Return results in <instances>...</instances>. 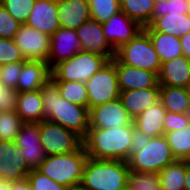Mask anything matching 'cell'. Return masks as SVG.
<instances>
[{
    "mask_svg": "<svg viewBox=\"0 0 190 190\" xmlns=\"http://www.w3.org/2000/svg\"><path fill=\"white\" fill-rule=\"evenodd\" d=\"M55 82L62 98L83 107H88V95L85 82Z\"/></svg>",
    "mask_w": 190,
    "mask_h": 190,
    "instance_id": "cell-31",
    "label": "cell"
},
{
    "mask_svg": "<svg viewBox=\"0 0 190 190\" xmlns=\"http://www.w3.org/2000/svg\"><path fill=\"white\" fill-rule=\"evenodd\" d=\"M145 31H156L181 37L190 32V15L171 13L155 19Z\"/></svg>",
    "mask_w": 190,
    "mask_h": 190,
    "instance_id": "cell-25",
    "label": "cell"
},
{
    "mask_svg": "<svg viewBox=\"0 0 190 190\" xmlns=\"http://www.w3.org/2000/svg\"><path fill=\"white\" fill-rule=\"evenodd\" d=\"M115 57L134 68L149 70L159 74L161 60L154 49L148 33L142 29L130 42L115 51Z\"/></svg>",
    "mask_w": 190,
    "mask_h": 190,
    "instance_id": "cell-7",
    "label": "cell"
},
{
    "mask_svg": "<svg viewBox=\"0 0 190 190\" xmlns=\"http://www.w3.org/2000/svg\"><path fill=\"white\" fill-rule=\"evenodd\" d=\"M82 51L76 30L59 27L50 36V53L47 64L50 69Z\"/></svg>",
    "mask_w": 190,
    "mask_h": 190,
    "instance_id": "cell-15",
    "label": "cell"
},
{
    "mask_svg": "<svg viewBox=\"0 0 190 190\" xmlns=\"http://www.w3.org/2000/svg\"><path fill=\"white\" fill-rule=\"evenodd\" d=\"M187 115H188V118H189V120H190V107H189V109H188Z\"/></svg>",
    "mask_w": 190,
    "mask_h": 190,
    "instance_id": "cell-50",
    "label": "cell"
},
{
    "mask_svg": "<svg viewBox=\"0 0 190 190\" xmlns=\"http://www.w3.org/2000/svg\"><path fill=\"white\" fill-rule=\"evenodd\" d=\"M30 172L21 149L15 141L0 140V177L6 181H20Z\"/></svg>",
    "mask_w": 190,
    "mask_h": 190,
    "instance_id": "cell-11",
    "label": "cell"
},
{
    "mask_svg": "<svg viewBox=\"0 0 190 190\" xmlns=\"http://www.w3.org/2000/svg\"><path fill=\"white\" fill-rule=\"evenodd\" d=\"M183 56L190 61V32L180 37Z\"/></svg>",
    "mask_w": 190,
    "mask_h": 190,
    "instance_id": "cell-44",
    "label": "cell"
},
{
    "mask_svg": "<svg viewBox=\"0 0 190 190\" xmlns=\"http://www.w3.org/2000/svg\"><path fill=\"white\" fill-rule=\"evenodd\" d=\"M127 161L87 158L81 184L89 190H122L127 187Z\"/></svg>",
    "mask_w": 190,
    "mask_h": 190,
    "instance_id": "cell-3",
    "label": "cell"
},
{
    "mask_svg": "<svg viewBox=\"0 0 190 190\" xmlns=\"http://www.w3.org/2000/svg\"><path fill=\"white\" fill-rule=\"evenodd\" d=\"M152 137L144 134L140 130H137L134 127V124L132 125V141H131V147H142L143 145H148L150 142V139Z\"/></svg>",
    "mask_w": 190,
    "mask_h": 190,
    "instance_id": "cell-43",
    "label": "cell"
},
{
    "mask_svg": "<svg viewBox=\"0 0 190 190\" xmlns=\"http://www.w3.org/2000/svg\"><path fill=\"white\" fill-rule=\"evenodd\" d=\"M90 128H117L133 125L120 99L97 105L89 110Z\"/></svg>",
    "mask_w": 190,
    "mask_h": 190,
    "instance_id": "cell-14",
    "label": "cell"
},
{
    "mask_svg": "<svg viewBox=\"0 0 190 190\" xmlns=\"http://www.w3.org/2000/svg\"><path fill=\"white\" fill-rule=\"evenodd\" d=\"M119 99L129 116L134 120L147 108L160 100V88L120 91Z\"/></svg>",
    "mask_w": 190,
    "mask_h": 190,
    "instance_id": "cell-22",
    "label": "cell"
},
{
    "mask_svg": "<svg viewBox=\"0 0 190 190\" xmlns=\"http://www.w3.org/2000/svg\"><path fill=\"white\" fill-rule=\"evenodd\" d=\"M91 19L100 24L121 11L120 0H88Z\"/></svg>",
    "mask_w": 190,
    "mask_h": 190,
    "instance_id": "cell-33",
    "label": "cell"
},
{
    "mask_svg": "<svg viewBox=\"0 0 190 190\" xmlns=\"http://www.w3.org/2000/svg\"><path fill=\"white\" fill-rule=\"evenodd\" d=\"M14 41L26 60L47 63L50 53V36L26 24H22Z\"/></svg>",
    "mask_w": 190,
    "mask_h": 190,
    "instance_id": "cell-10",
    "label": "cell"
},
{
    "mask_svg": "<svg viewBox=\"0 0 190 190\" xmlns=\"http://www.w3.org/2000/svg\"><path fill=\"white\" fill-rule=\"evenodd\" d=\"M60 27L76 30L91 19L88 0H56Z\"/></svg>",
    "mask_w": 190,
    "mask_h": 190,
    "instance_id": "cell-20",
    "label": "cell"
},
{
    "mask_svg": "<svg viewBox=\"0 0 190 190\" xmlns=\"http://www.w3.org/2000/svg\"><path fill=\"white\" fill-rule=\"evenodd\" d=\"M4 0H0V6L3 4Z\"/></svg>",
    "mask_w": 190,
    "mask_h": 190,
    "instance_id": "cell-51",
    "label": "cell"
},
{
    "mask_svg": "<svg viewBox=\"0 0 190 190\" xmlns=\"http://www.w3.org/2000/svg\"><path fill=\"white\" fill-rule=\"evenodd\" d=\"M68 190H89V189L83 186L82 184H77L69 187Z\"/></svg>",
    "mask_w": 190,
    "mask_h": 190,
    "instance_id": "cell-48",
    "label": "cell"
},
{
    "mask_svg": "<svg viewBox=\"0 0 190 190\" xmlns=\"http://www.w3.org/2000/svg\"><path fill=\"white\" fill-rule=\"evenodd\" d=\"M164 136L175 159L190 161V124L184 129L165 133Z\"/></svg>",
    "mask_w": 190,
    "mask_h": 190,
    "instance_id": "cell-30",
    "label": "cell"
},
{
    "mask_svg": "<svg viewBox=\"0 0 190 190\" xmlns=\"http://www.w3.org/2000/svg\"><path fill=\"white\" fill-rule=\"evenodd\" d=\"M184 190H190V161L185 160Z\"/></svg>",
    "mask_w": 190,
    "mask_h": 190,
    "instance_id": "cell-46",
    "label": "cell"
},
{
    "mask_svg": "<svg viewBox=\"0 0 190 190\" xmlns=\"http://www.w3.org/2000/svg\"><path fill=\"white\" fill-rule=\"evenodd\" d=\"M18 92L13 88L3 90L0 96V111H16Z\"/></svg>",
    "mask_w": 190,
    "mask_h": 190,
    "instance_id": "cell-42",
    "label": "cell"
},
{
    "mask_svg": "<svg viewBox=\"0 0 190 190\" xmlns=\"http://www.w3.org/2000/svg\"><path fill=\"white\" fill-rule=\"evenodd\" d=\"M26 178L30 183L31 190H68L69 188L53 181L37 169L30 170Z\"/></svg>",
    "mask_w": 190,
    "mask_h": 190,
    "instance_id": "cell-37",
    "label": "cell"
},
{
    "mask_svg": "<svg viewBox=\"0 0 190 190\" xmlns=\"http://www.w3.org/2000/svg\"><path fill=\"white\" fill-rule=\"evenodd\" d=\"M5 89V85L0 81V96L3 94V90Z\"/></svg>",
    "mask_w": 190,
    "mask_h": 190,
    "instance_id": "cell-49",
    "label": "cell"
},
{
    "mask_svg": "<svg viewBox=\"0 0 190 190\" xmlns=\"http://www.w3.org/2000/svg\"><path fill=\"white\" fill-rule=\"evenodd\" d=\"M39 135L47 156L72 153L83 146L79 135L47 119L39 123Z\"/></svg>",
    "mask_w": 190,
    "mask_h": 190,
    "instance_id": "cell-9",
    "label": "cell"
},
{
    "mask_svg": "<svg viewBox=\"0 0 190 190\" xmlns=\"http://www.w3.org/2000/svg\"><path fill=\"white\" fill-rule=\"evenodd\" d=\"M49 78H51V69L46 62L26 60L22 64L16 91L30 92L39 90Z\"/></svg>",
    "mask_w": 190,
    "mask_h": 190,
    "instance_id": "cell-21",
    "label": "cell"
},
{
    "mask_svg": "<svg viewBox=\"0 0 190 190\" xmlns=\"http://www.w3.org/2000/svg\"><path fill=\"white\" fill-rule=\"evenodd\" d=\"M190 0H155L151 23L164 15L179 13L189 14Z\"/></svg>",
    "mask_w": 190,
    "mask_h": 190,
    "instance_id": "cell-35",
    "label": "cell"
},
{
    "mask_svg": "<svg viewBox=\"0 0 190 190\" xmlns=\"http://www.w3.org/2000/svg\"><path fill=\"white\" fill-rule=\"evenodd\" d=\"M105 39L114 51L130 42L143 28L120 11L102 24Z\"/></svg>",
    "mask_w": 190,
    "mask_h": 190,
    "instance_id": "cell-13",
    "label": "cell"
},
{
    "mask_svg": "<svg viewBox=\"0 0 190 190\" xmlns=\"http://www.w3.org/2000/svg\"><path fill=\"white\" fill-rule=\"evenodd\" d=\"M36 0H4L2 6L13 19L26 24Z\"/></svg>",
    "mask_w": 190,
    "mask_h": 190,
    "instance_id": "cell-36",
    "label": "cell"
},
{
    "mask_svg": "<svg viewBox=\"0 0 190 190\" xmlns=\"http://www.w3.org/2000/svg\"><path fill=\"white\" fill-rule=\"evenodd\" d=\"M16 113L24 123H40L44 120L40 89L18 92Z\"/></svg>",
    "mask_w": 190,
    "mask_h": 190,
    "instance_id": "cell-24",
    "label": "cell"
},
{
    "mask_svg": "<svg viewBox=\"0 0 190 190\" xmlns=\"http://www.w3.org/2000/svg\"><path fill=\"white\" fill-rule=\"evenodd\" d=\"M88 95V109L114 101L120 96L115 57L85 82Z\"/></svg>",
    "mask_w": 190,
    "mask_h": 190,
    "instance_id": "cell-8",
    "label": "cell"
},
{
    "mask_svg": "<svg viewBox=\"0 0 190 190\" xmlns=\"http://www.w3.org/2000/svg\"><path fill=\"white\" fill-rule=\"evenodd\" d=\"M87 158L85 148L82 146L72 153L46 156L37 170L53 181L71 187L81 184Z\"/></svg>",
    "mask_w": 190,
    "mask_h": 190,
    "instance_id": "cell-4",
    "label": "cell"
},
{
    "mask_svg": "<svg viewBox=\"0 0 190 190\" xmlns=\"http://www.w3.org/2000/svg\"><path fill=\"white\" fill-rule=\"evenodd\" d=\"M23 124L16 111H0V140L15 141Z\"/></svg>",
    "mask_w": 190,
    "mask_h": 190,
    "instance_id": "cell-34",
    "label": "cell"
},
{
    "mask_svg": "<svg viewBox=\"0 0 190 190\" xmlns=\"http://www.w3.org/2000/svg\"><path fill=\"white\" fill-rule=\"evenodd\" d=\"M155 0H120L121 11L142 28L151 24Z\"/></svg>",
    "mask_w": 190,
    "mask_h": 190,
    "instance_id": "cell-28",
    "label": "cell"
},
{
    "mask_svg": "<svg viewBox=\"0 0 190 190\" xmlns=\"http://www.w3.org/2000/svg\"><path fill=\"white\" fill-rule=\"evenodd\" d=\"M82 51L106 56L109 60L115 57V51L105 39L102 24L89 19L76 29Z\"/></svg>",
    "mask_w": 190,
    "mask_h": 190,
    "instance_id": "cell-16",
    "label": "cell"
},
{
    "mask_svg": "<svg viewBox=\"0 0 190 190\" xmlns=\"http://www.w3.org/2000/svg\"><path fill=\"white\" fill-rule=\"evenodd\" d=\"M115 69L118 76L120 91L160 88L157 73L122 64L116 57Z\"/></svg>",
    "mask_w": 190,
    "mask_h": 190,
    "instance_id": "cell-17",
    "label": "cell"
},
{
    "mask_svg": "<svg viewBox=\"0 0 190 190\" xmlns=\"http://www.w3.org/2000/svg\"><path fill=\"white\" fill-rule=\"evenodd\" d=\"M23 63L24 62H14L0 65V81L5 87L16 90Z\"/></svg>",
    "mask_w": 190,
    "mask_h": 190,
    "instance_id": "cell-39",
    "label": "cell"
},
{
    "mask_svg": "<svg viewBox=\"0 0 190 190\" xmlns=\"http://www.w3.org/2000/svg\"><path fill=\"white\" fill-rule=\"evenodd\" d=\"M166 109L163 107L161 101L151 105L144 112L138 115L133 124L137 130L150 137H160L165 135L164 118Z\"/></svg>",
    "mask_w": 190,
    "mask_h": 190,
    "instance_id": "cell-23",
    "label": "cell"
},
{
    "mask_svg": "<svg viewBox=\"0 0 190 190\" xmlns=\"http://www.w3.org/2000/svg\"><path fill=\"white\" fill-rule=\"evenodd\" d=\"M132 125L89 128L83 146L89 158L124 160L130 157Z\"/></svg>",
    "mask_w": 190,
    "mask_h": 190,
    "instance_id": "cell-2",
    "label": "cell"
},
{
    "mask_svg": "<svg viewBox=\"0 0 190 190\" xmlns=\"http://www.w3.org/2000/svg\"><path fill=\"white\" fill-rule=\"evenodd\" d=\"M146 32L162 63L183 55L179 37L156 31Z\"/></svg>",
    "mask_w": 190,
    "mask_h": 190,
    "instance_id": "cell-27",
    "label": "cell"
},
{
    "mask_svg": "<svg viewBox=\"0 0 190 190\" xmlns=\"http://www.w3.org/2000/svg\"><path fill=\"white\" fill-rule=\"evenodd\" d=\"M11 190H31V186L27 178L20 180V181H14L11 183Z\"/></svg>",
    "mask_w": 190,
    "mask_h": 190,
    "instance_id": "cell-45",
    "label": "cell"
},
{
    "mask_svg": "<svg viewBox=\"0 0 190 190\" xmlns=\"http://www.w3.org/2000/svg\"><path fill=\"white\" fill-rule=\"evenodd\" d=\"M15 143L30 170L37 169L47 156L40 142L39 123H24Z\"/></svg>",
    "mask_w": 190,
    "mask_h": 190,
    "instance_id": "cell-12",
    "label": "cell"
},
{
    "mask_svg": "<svg viewBox=\"0 0 190 190\" xmlns=\"http://www.w3.org/2000/svg\"><path fill=\"white\" fill-rule=\"evenodd\" d=\"M160 101L166 111L187 114L190 107V89L160 86Z\"/></svg>",
    "mask_w": 190,
    "mask_h": 190,
    "instance_id": "cell-26",
    "label": "cell"
},
{
    "mask_svg": "<svg viewBox=\"0 0 190 190\" xmlns=\"http://www.w3.org/2000/svg\"><path fill=\"white\" fill-rule=\"evenodd\" d=\"M11 181L0 180V190H11Z\"/></svg>",
    "mask_w": 190,
    "mask_h": 190,
    "instance_id": "cell-47",
    "label": "cell"
},
{
    "mask_svg": "<svg viewBox=\"0 0 190 190\" xmlns=\"http://www.w3.org/2000/svg\"><path fill=\"white\" fill-rule=\"evenodd\" d=\"M160 86L190 87V61L183 55L163 62L158 74Z\"/></svg>",
    "mask_w": 190,
    "mask_h": 190,
    "instance_id": "cell-19",
    "label": "cell"
},
{
    "mask_svg": "<svg viewBox=\"0 0 190 190\" xmlns=\"http://www.w3.org/2000/svg\"><path fill=\"white\" fill-rule=\"evenodd\" d=\"M26 25L49 36L54 34L60 27L56 0H36Z\"/></svg>",
    "mask_w": 190,
    "mask_h": 190,
    "instance_id": "cell-18",
    "label": "cell"
},
{
    "mask_svg": "<svg viewBox=\"0 0 190 190\" xmlns=\"http://www.w3.org/2000/svg\"><path fill=\"white\" fill-rule=\"evenodd\" d=\"M44 120L57 123L82 139L90 128L89 109L61 97L56 82L49 78L40 88Z\"/></svg>",
    "mask_w": 190,
    "mask_h": 190,
    "instance_id": "cell-1",
    "label": "cell"
},
{
    "mask_svg": "<svg viewBox=\"0 0 190 190\" xmlns=\"http://www.w3.org/2000/svg\"><path fill=\"white\" fill-rule=\"evenodd\" d=\"M161 190H184L185 160H175L159 173Z\"/></svg>",
    "mask_w": 190,
    "mask_h": 190,
    "instance_id": "cell-29",
    "label": "cell"
},
{
    "mask_svg": "<svg viewBox=\"0 0 190 190\" xmlns=\"http://www.w3.org/2000/svg\"><path fill=\"white\" fill-rule=\"evenodd\" d=\"M109 61L106 56L80 51L51 69L54 81L87 82Z\"/></svg>",
    "mask_w": 190,
    "mask_h": 190,
    "instance_id": "cell-6",
    "label": "cell"
},
{
    "mask_svg": "<svg viewBox=\"0 0 190 190\" xmlns=\"http://www.w3.org/2000/svg\"><path fill=\"white\" fill-rule=\"evenodd\" d=\"M25 61L14 39L0 38V65Z\"/></svg>",
    "mask_w": 190,
    "mask_h": 190,
    "instance_id": "cell-38",
    "label": "cell"
},
{
    "mask_svg": "<svg viewBox=\"0 0 190 190\" xmlns=\"http://www.w3.org/2000/svg\"><path fill=\"white\" fill-rule=\"evenodd\" d=\"M176 159L165 136L152 137L148 145L131 147L127 160L131 171L159 173Z\"/></svg>",
    "mask_w": 190,
    "mask_h": 190,
    "instance_id": "cell-5",
    "label": "cell"
},
{
    "mask_svg": "<svg viewBox=\"0 0 190 190\" xmlns=\"http://www.w3.org/2000/svg\"><path fill=\"white\" fill-rule=\"evenodd\" d=\"M127 188L128 190H161L159 174L130 170Z\"/></svg>",
    "mask_w": 190,
    "mask_h": 190,
    "instance_id": "cell-32",
    "label": "cell"
},
{
    "mask_svg": "<svg viewBox=\"0 0 190 190\" xmlns=\"http://www.w3.org/2000/svg\"><path fill=\"white\" fill-rule=\"evenodd\" d=\"M190 124L187 114H178L166 111L164 118L165 133L186 128Z\"/></svg>",
    "mask_w": 190,
    "mask_h": 190,
    "instance_id": "cell-41",
    "label": "cell"
},
{
    "mask_svg": "<svg viewBox=\"0 0 190 190\" xmlns=\"http://www.w3.org/2000/svg\"><path fill=\"white\" fill-rule=\"evenodd\" d=\"M21 25L2 5L0 6V38L14 39Z\"/></svg>",
    "mask_w": 190,
    "mask_h": 190,
    "instance_id": "cell-40",
    "label": "cell"
}]
</instances>
